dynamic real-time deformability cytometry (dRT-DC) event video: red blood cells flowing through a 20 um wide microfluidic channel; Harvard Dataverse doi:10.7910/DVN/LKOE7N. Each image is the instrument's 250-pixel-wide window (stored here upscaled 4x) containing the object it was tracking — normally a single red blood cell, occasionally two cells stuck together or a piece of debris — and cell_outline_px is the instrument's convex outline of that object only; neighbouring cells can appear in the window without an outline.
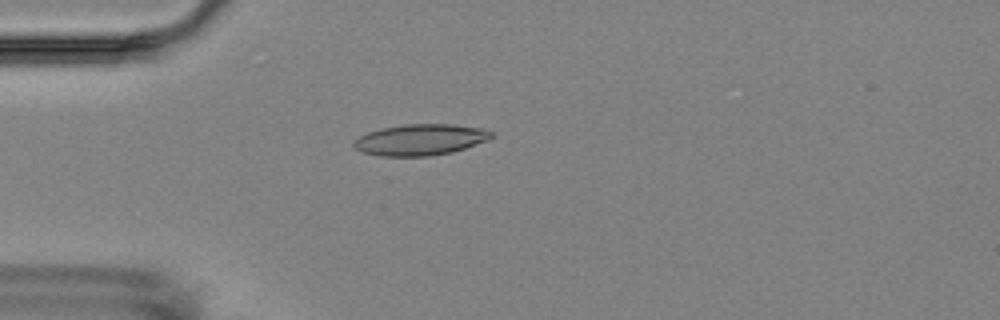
{"species": "Egyptian fruit bat (a non-hibernating species)", "species_latin": "Rousettus aegyptiacus", "temperature_condition": "room temperature", "stored_images_in_passage": 6, "camera_frame_rate_fps": 3000, "um_per_image_px": 0.085, "animal": {"sex": "female"}, "frame": {"image": 1, "passage_image": 6, "time_ms": 6.0, "image_size_px": [1000, 320], "cell_outline_px": [[492, 136], [488, 140], [452, 152], [428, 156], [380, 156], [364, 152], [356, 148], [352, 144], [352, 140], [368, 132], [384, 128], [404, 124], [452, 124], [484, 128], [492, 132]], "centroid_in_image_um": [35.73, 11.87], "position_along_channel_um": 49.3, "area_um2": 24.85}}